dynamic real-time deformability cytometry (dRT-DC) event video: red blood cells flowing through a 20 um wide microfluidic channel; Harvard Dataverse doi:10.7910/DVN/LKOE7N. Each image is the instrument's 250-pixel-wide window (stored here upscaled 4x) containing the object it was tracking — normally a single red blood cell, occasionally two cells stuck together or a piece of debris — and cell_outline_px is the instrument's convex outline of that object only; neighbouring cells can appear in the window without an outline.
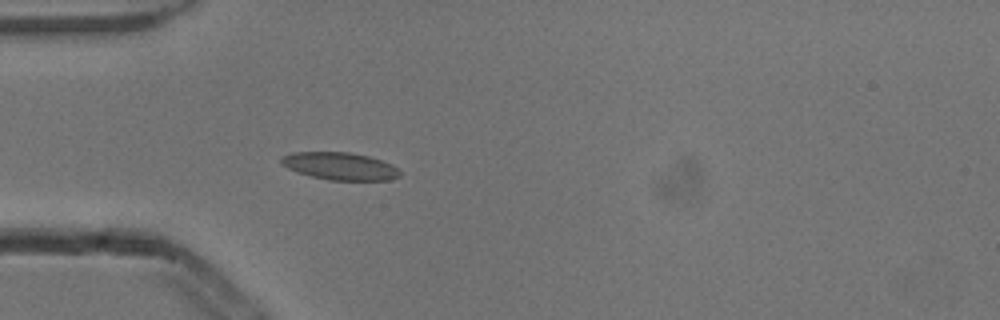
{"species": "common noctule bat (a hibernating species)", "species_latin": "Nyctalus noctula", "temperature_condition": "cold", "stored_images_in_passage": 4, "camera_frame_rate_fps": 3000, "um_per_image_px": 0.085, "animal": {"sex": "male", "body_mass_g": 13.3}, "frame": {"image": 1, "passage_image": 4, "time_ms": 1.0, "image_size_px": [1000, 320], "cell_outline_px": [[400, 176], [388, 180], [328, 180], [296, 172], [280, 164], [280, 156], [292, 152], [348, 152], [368, 156], [392, 164], [400, 172]], "centroid_in_image_um": [28.84, 14.12], "position_along_channel_um": 56.2, "area_um2": 19.02}}